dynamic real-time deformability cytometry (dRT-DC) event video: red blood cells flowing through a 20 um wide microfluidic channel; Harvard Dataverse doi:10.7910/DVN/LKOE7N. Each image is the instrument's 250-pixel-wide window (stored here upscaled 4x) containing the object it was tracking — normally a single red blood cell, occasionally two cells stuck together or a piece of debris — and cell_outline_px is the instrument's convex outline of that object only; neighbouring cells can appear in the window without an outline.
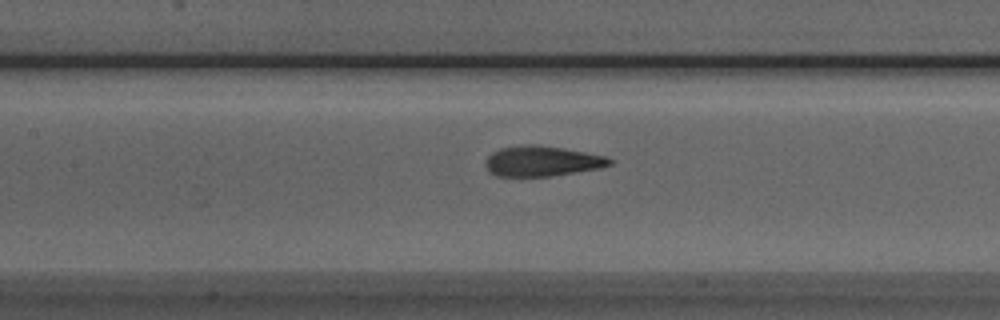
{"species": "Egyptian fruit bat (a non-hibernating species)", "species_latin": "Rousettus aegyptiacus", "temperature_condition": "room temperature", "stored_images_in_passage": 37, "camera_frame_rate_fps": 3000, "um_per_image_px": 0.085, "animal": {"sex": "male"}, "frame": {"image": 1, "passage_image": 8, "time_ms": 2.333, "image_size_px": [1000, 320], "cell_outline_px": [[616, 160], [612, 164], [600, 168], [552, 176], [496, 176], [488, 172], [484, 164], [488, 156], [492, 152], [500, 148], [524, 144], [532, 144], [564, 148], [604, 156]], "centroid_in_image_um": [46.05, 13.7], "position_along_channel_um": 161.3, "area_um2": 22.08}}
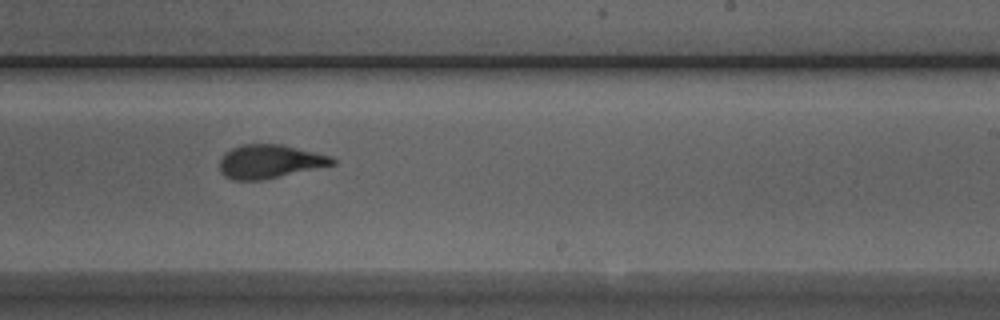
{"frame": {"image": 2, "passage_image": 16, "time_ms": 5.0, "image_size_px": [1000, 320], "cell_outline_px": [[336, 164], [260, 180], [232, 180], [224, 176], [220, 172], [220, 160], [224, 152], [232, 148], [244, 144], [280, 144], [332, 156], [336, 160]], "centroid_in_image_um": [22.9, 13.72], "position_along_channel_um": 266.1, "area_um2": 21.96}}
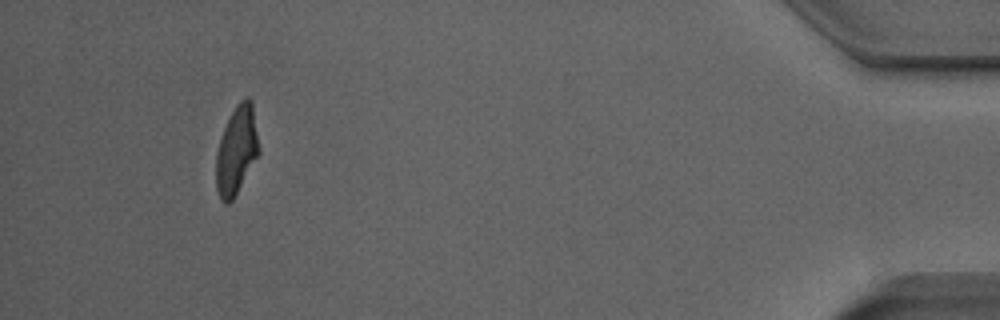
{"frame": {"image": 3, "passage_image": 33, "time_ms": 10.667, "image_size_px": [1000, 320], "cell_outline_px": [[260, 152], [232, 200], [228, 204], [224, 204], [220, 200], [216, 188], [216, 152], [224, 128], [236, 104], [244, 96], [248, 96], [252, 100], [260, 148]], "centroid_in_image_um": [20.11, 12.75], "position_along_channel_um": 415.1, "area_um2": 22.08}, "authors_computed_cell_mechanics": {"area_um2": 22.1952, "velocity_mm_per_s": 3.9406, "shape_relaxation_time_tau1_ms": 4.228, "shape_relaxation_time_tau2_ms": 1.0645, "deformation_change_tau1": 0.1796, "deformation_change_tau2": 0.0804}}